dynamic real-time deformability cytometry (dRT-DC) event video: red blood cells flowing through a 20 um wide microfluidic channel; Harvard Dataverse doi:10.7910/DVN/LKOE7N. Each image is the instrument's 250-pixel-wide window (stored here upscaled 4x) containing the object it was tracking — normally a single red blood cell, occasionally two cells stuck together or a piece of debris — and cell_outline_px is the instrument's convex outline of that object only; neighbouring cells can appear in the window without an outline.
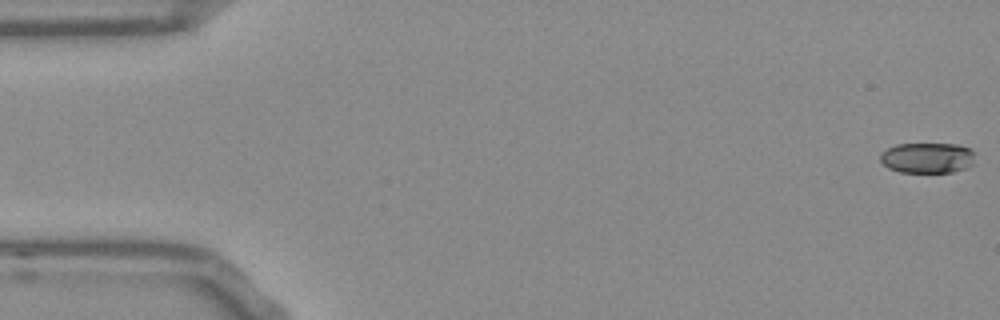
{"species": "Egyptian fruit bat (a non-hibernating species)", "species_latin": "Rousettus aegyptiacus", "temperature_condition": "room temperature", "stored_images_in_passage": 54, "camera_frame_rate_fps": 3000, "um_per_image_px": 0.085, "frame": {"image": 1, "passage_image": 1, "time_ms": 0.0, "image_size_px": [1000, 320], "cell_outline_px": [[972, 164], [968, 168], [952, 172], [900, 172], [888, 168], [880, 160], [880, 156], [888, 148], [896, 144], [956, 144], [968, 148], [972, 152]], "centroid_in_image_um": [78.81, 13.42], "position_along_channel_um": 6.2, "area_um2": 16.65}}
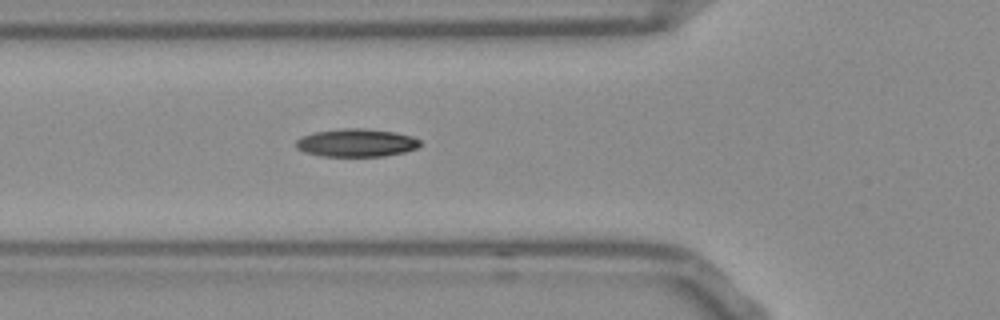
{"frame": {"image": 2, "passage_image": 19, "time_ms": 6.0, "image_size_px": [1000, 320], "cell_outline_px": [[420, 144], [416, 148], [404, 152], [384, 156], [320, 156], [304, 152], [296, 148], [296, 140], [304, 136], [316, 132], [340, 128], [364, 128], [396, 132], [412, 136], [420, 140]], "centroid_in_image_um": [30.29, 12.13], "position_along_channel_um": 95.5, "area_um2": 20.23}}
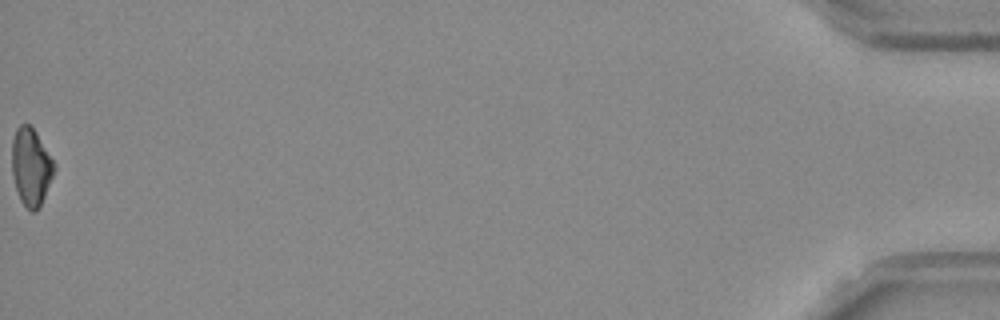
{"frame": {"image": 3, "passage_image": 54, "time_ms": 17.667, "image_size_px": [1000, 320], "cell_outline_px": [[56, 168], [44, 196], [36, 212], [32, 212], [20, 200], [16, 188], [12, 172], [12, 140], [16, 128], [20, 124], [28, 124], [36, 132], [56, 164]], "centroid_in_image_um": [2.63, 14.16], "position_along_channel_um": 432.6, "area_um2": 18.9}}